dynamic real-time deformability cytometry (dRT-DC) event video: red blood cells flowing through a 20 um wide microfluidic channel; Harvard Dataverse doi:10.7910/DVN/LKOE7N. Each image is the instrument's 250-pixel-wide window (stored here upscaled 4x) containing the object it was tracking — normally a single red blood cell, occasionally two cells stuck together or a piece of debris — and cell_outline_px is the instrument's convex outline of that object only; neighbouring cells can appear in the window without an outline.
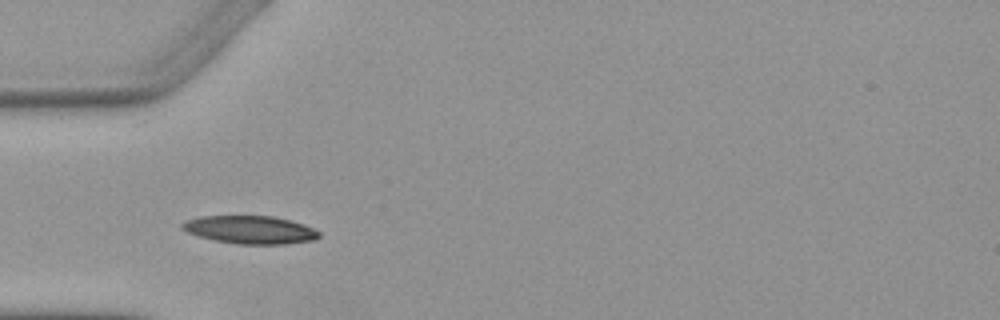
{"species": "Egyptian fruit bat (a non-hibernating species)", "species_latin": "Rousettus aegyptiacus", "temperature_condition": "warm", "stored_images_in_passage": 8, "camera_frame_rate_fps": 3000, "um_per_image_px": 0.085, "animal": {"sex": "female"}, "frame": {"image": 1, "passage_image": 4, "time_ms": 3.667, "image_size_px": [1000, 320], "cell_outline_px": [[320, 236], [316, 240], [288, 244], [236, 244], [216, 240], [200, 236], [188, 232], [180, 228], [180, 224], [184, 220], [200, 216], [272, 216], [304, 224], [320, 232]], "centroid_in_image_um": [21.26, 19.53], "position_along_channel_um": 63.7, "area_um2": 22.37}}
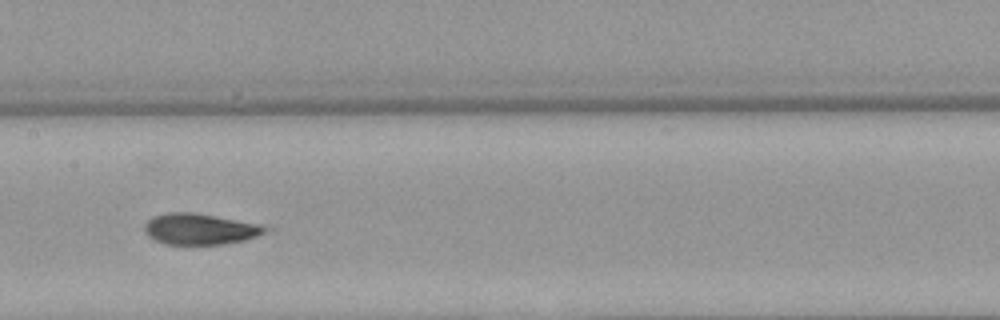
{"frame": {"image": 2, "passage_image": 7, "time_ms": 7.0, "image_size_px": [1000, 320], "cell_outline_px": [[276, 228], [268, 232], [244, 240], [224, 244], [168, 244], [156, 240], [148, 236], [144, 232], [144, 224], [152, 216], [168, 212], [196, 212], [272, 224]], "centroid_in_image_um": [17.17, 19.43], "position_along_channel_um": 190.2, "area_um2": 22.83}}
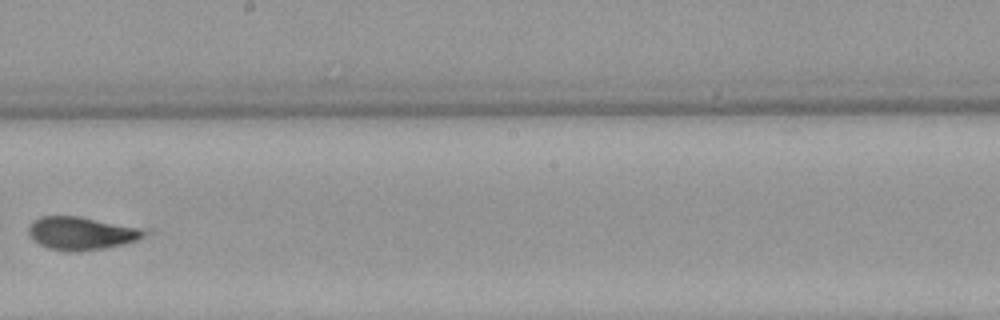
{"frame": {"image": 3, "passage_image": 8, "time_ms": 8.333, "image_size_px": [1000, 320], "cell_outline_px": [[156, 232], [136, 240], [124, 244], [104, 248], [76, 252], [68, 252], [48, 248], [32, 240], [28, 232], [28, 224], [32, 220], [40, 216], [76, 216], [156, 228]], "centroid_in_image_um": [7.08, 19.81], "position_along_channel_um": 241.1, "area_um2": 23.41}}